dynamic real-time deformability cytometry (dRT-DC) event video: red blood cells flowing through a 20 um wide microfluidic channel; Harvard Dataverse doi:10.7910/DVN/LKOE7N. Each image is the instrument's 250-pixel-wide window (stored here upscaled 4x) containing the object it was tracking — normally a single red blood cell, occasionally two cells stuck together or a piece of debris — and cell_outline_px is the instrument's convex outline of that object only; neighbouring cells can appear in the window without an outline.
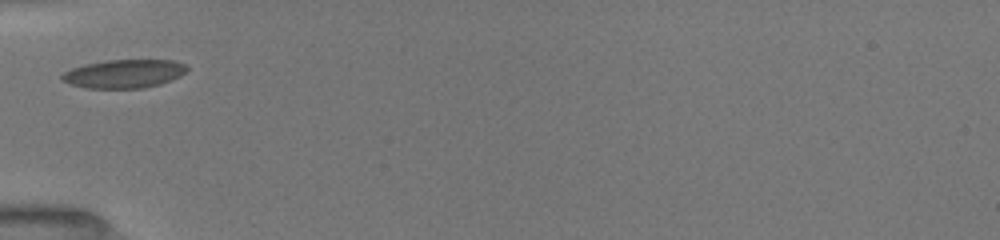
{"species": "common noctule bat (a hibernating species)", "species_latin": "Nyctalus noctula", "temperature_condition": "room temperature", "stored_images_in_passage": 12, "camera_frame_rate_fps": 3000, "um_per_image_px": 0.085, "animal": {"sex": "female", "body_mass_g": 19.5, "forearm_length_mm": 54.1}, "frame": {"image": 1, "passage_image": 1, "time_ms": 0.0, "image_size_px": [1000, 240], "cell_outline_px": [[188, 68], [180, 76], [172, 80], [160, 84], [144, 88], [84, 88], [72, 84], [64, 80], [60, 76], [64, 72], [72, 68], [84, 64], [108, 60], [172, 60], [184, 64]], "centroid_in_image_um": [10.55, 6.27], "position_along_channel_um": 74.4, "area_um2": 20.63}}
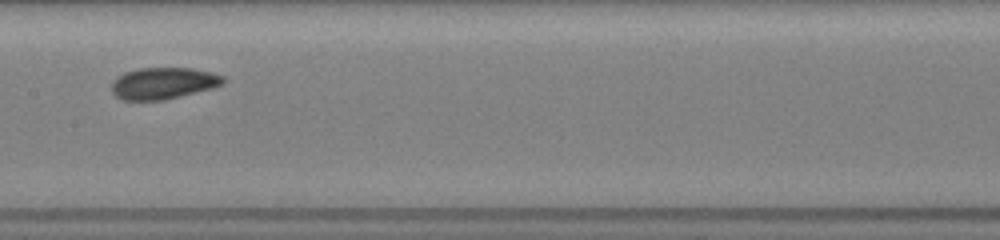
{"frame": {"image": 2, "passage_image": 4, "time_ms": 3.0, "image_size_px": [1000, 240], "cell_outline_px": [[228, 80], [224, 84], [212, 88], [164, 100], [124, 100], [116, 96], [112, 92], [112, 80], [116, 76], [124, 72], [136, 68], [192, 68], [212, 72], [224, 76]], "centroid_in_image_um": [13.89, 7.06], "position_along_channel_um": 193.5, "area_um2": 20.81}}
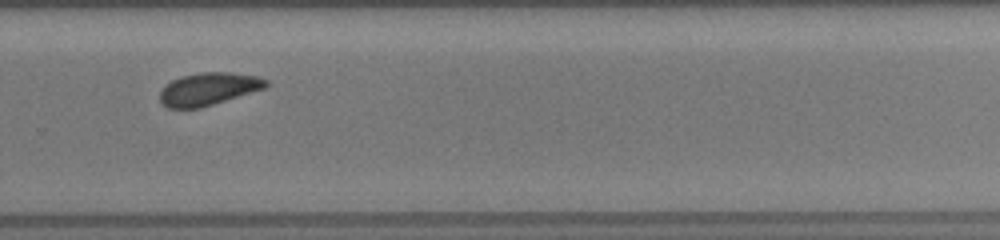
{"frame": {"image": 3, "passage_image": 11, "time_ms": 6.0, "image_size_px": [1000, 240], "cell_outline_px": [[268, 84], [264, 88], [200, 108], [168, 108], [160, 104], [160, 92], [164, 84], [180, 76], [204, 72], [228, 72], [256, 76], [268, 80]], "centroid_in_image_um": [17.66, 7.56], "position_along_channel_um": 312.1, "area_um2": 20.06}}